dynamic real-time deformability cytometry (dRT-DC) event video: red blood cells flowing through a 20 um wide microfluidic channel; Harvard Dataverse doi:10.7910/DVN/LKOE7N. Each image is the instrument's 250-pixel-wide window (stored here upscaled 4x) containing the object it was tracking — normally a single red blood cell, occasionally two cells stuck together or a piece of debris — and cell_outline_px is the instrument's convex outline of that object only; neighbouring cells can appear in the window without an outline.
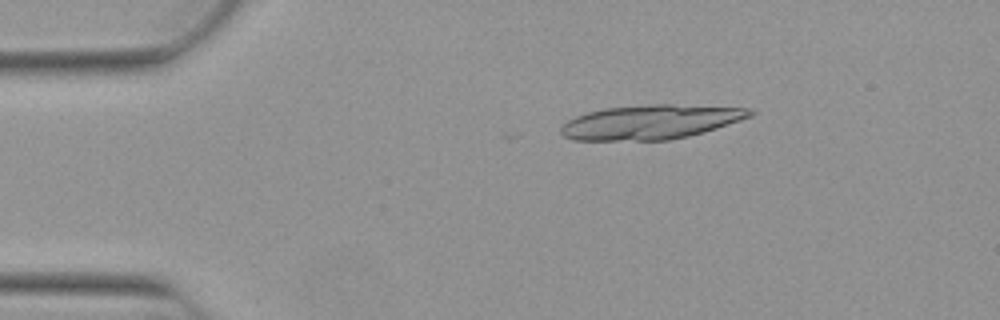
{"species": "Egyptian fruit bat (a non-hibernating species)", "species_latin": "Rousettus aegyptiacus", "temperature_condition": "warm", "stored_images_in_passage": 13, "camera_frame_rate_fps": 3000, "um_per_image_px": 0.085, "animal": {"sex": "female"}, "frame": {"image": 1, "passage_image": 9, "time_ms": 2.667, "image_size_px": [1000, 320], "cell_outline_px": [[756, 112], [752, 116], [704, 132], [688, 136], [668, 140], [572, 140], [564, 136], [560, 132], [560, 128], [568, 120], [576, 116], [588, 112], [604, 108], [648, 104], [672, 104], [752, 108]], "centroid_in_image_um": [55.32, 10.36], "position_along_channel_um": 29.7, "area_um2": 37.92}}